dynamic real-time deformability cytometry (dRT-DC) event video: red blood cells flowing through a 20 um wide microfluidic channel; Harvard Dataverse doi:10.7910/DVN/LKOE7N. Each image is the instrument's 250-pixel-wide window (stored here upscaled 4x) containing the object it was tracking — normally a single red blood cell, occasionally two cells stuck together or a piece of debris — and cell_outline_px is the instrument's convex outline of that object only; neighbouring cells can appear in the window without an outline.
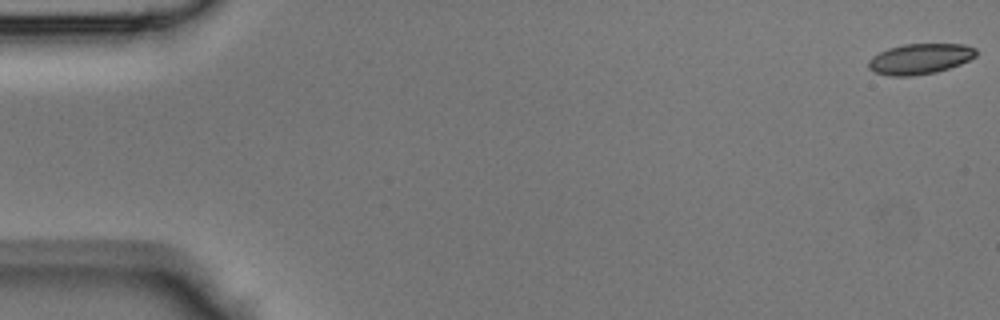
{"species": "Egyptian fruit bat (a non-hibernating species)", "species_latin": "Rousettus aegyptiacus", "temperature_condition": "room temperature", "stored_images_in_passage": 43, "camera_frame_rate_fps": 3000, "um_per_image_px": 0.085, "animal": {"sex": "male"}, "frame": {"image": 1, "passage_image": 1, "time_ms": 0.0, "image_size_px": [1000, 320], "cell_outline_px": [[976, 56], [960, 64], [936, 72], [912, 76], [888, 76], [872, 72], [868, 68], [868, 60], [872, 56], [888, 48], [904, 44], [964, 44], [976, 48]], "centroid_in_image_um": [78.15, 5.01], "position_along_channel_um": 6.8, "area_um2": 19.25}}
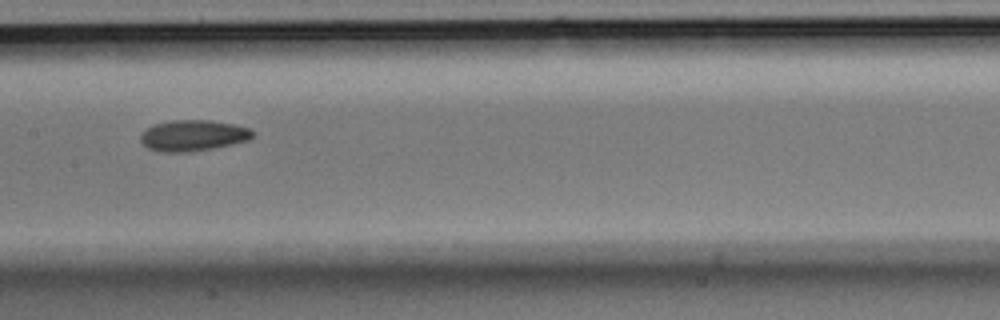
{"frame": {"image": 2, "passage_image": 22, "time_ms": 7.0, "image_size_px": [1000, 320], "cell_outline_px": [[256, 136], [248, 140], [232, 144], [212, 148], [188, 152], [160, 152], [148, 148], [140, 140], [140, 136], [152, 124], [172, 120], [208, 120], [236, 124], [252, 128], [256, 132]], "centroid_in_image_um": [16.47, 11.51], "position_along_channel_um": 190.9, "area_um2": 20.46}}
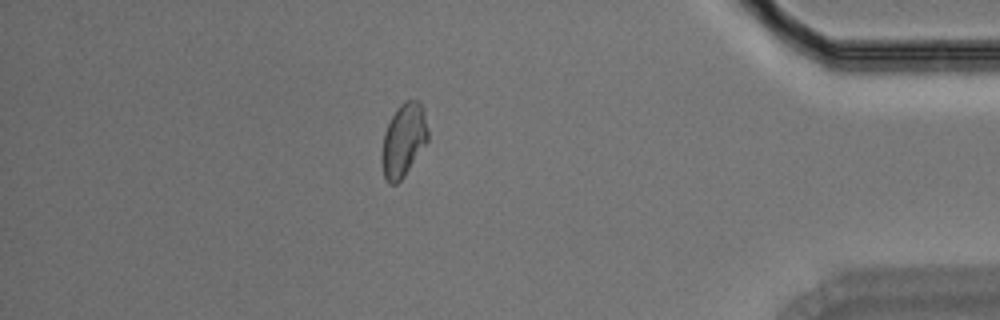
{"frame": {"image": 3, "passage_image": 38, "time_ms": 12.333, "image_size_px": [1000, 320], "cell_outline_px": [[428, 140], [404, 176], [396, 184], [388, 184], [384, 176], [380, 160], [380, 156], [384, 132], [396, 108], [404, 100], [420, 100], [424, 112], [428, 128]], "centroid_in_image_um": [34.28, 11.91], "position_along_channel_um": 400.9, "area_um2": 19.83}}